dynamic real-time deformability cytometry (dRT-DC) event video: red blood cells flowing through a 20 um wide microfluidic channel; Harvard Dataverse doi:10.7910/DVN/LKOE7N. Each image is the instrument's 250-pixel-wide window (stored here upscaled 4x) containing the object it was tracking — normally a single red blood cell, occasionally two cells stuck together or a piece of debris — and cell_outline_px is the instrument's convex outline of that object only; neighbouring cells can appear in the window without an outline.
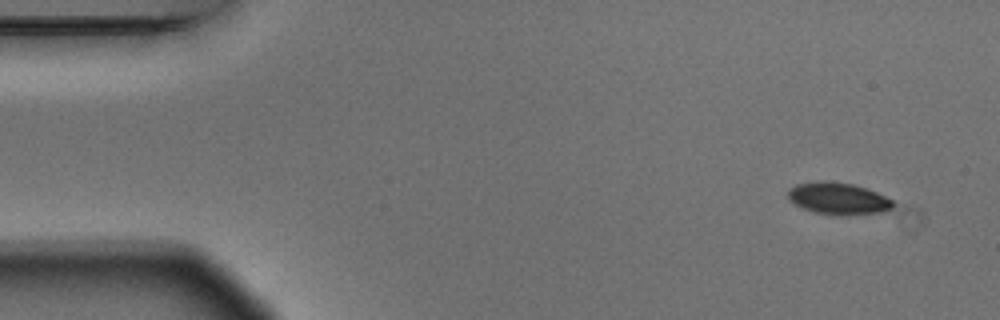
{"species": "Egyptian fruit bat (a non-hibernating species)", "species_latin": "Rousettus aegyptiacus", "temperature_condition": "warm", "stored_images_in_passage": 4, "camera_frame_rate_fps": 3000, "um_per_image_px": 0.085, "animal": {"sex": "male"}, "frame": {"image": 1, "passage_image": 1, "time_ms": 0.0, "image_size_px": [1000, 320], "cell_outline_px": [[892, 208], [880, 212], [840, 216], [816, 212], [804, 208], [796, 204], [788, 196], [788, 188], [796, 184], [816, 180], [824, 180], [852, 184], [876, 192], [892, 200]], "centroid_in_image_um": [71.21, 16.86], "position_along_channel_um": 13.8, "area_um2": 19.31}}
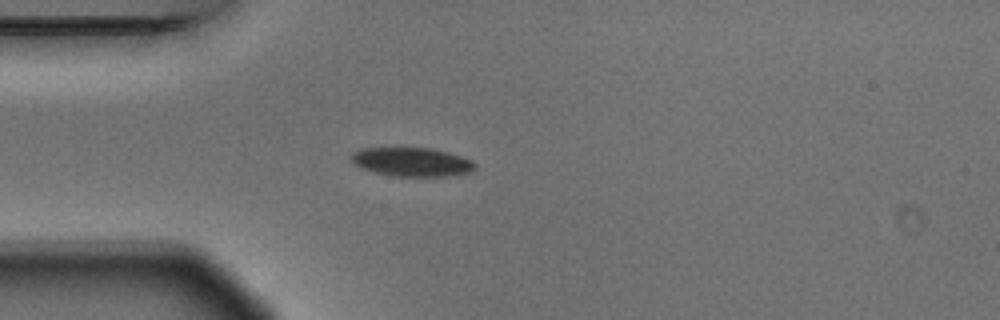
{"frame": {"image": 2, "passage_image": 4, "time_ms": 1.0, "image_size_px": [1000, 320], "cell_outline_px": [[476, 168], [472, 172], [452, 176], [392, 176], [376, 172], [364, 168], [356, 164], [352, 160], [352, 152], [360, 148], [432, 148], [448, 152], [472, 160], [476, 164]], "centroid_in_image_um": [35.07, 13.76], "position_along_channel_um": 49.9, "area_um2": 20.75}}